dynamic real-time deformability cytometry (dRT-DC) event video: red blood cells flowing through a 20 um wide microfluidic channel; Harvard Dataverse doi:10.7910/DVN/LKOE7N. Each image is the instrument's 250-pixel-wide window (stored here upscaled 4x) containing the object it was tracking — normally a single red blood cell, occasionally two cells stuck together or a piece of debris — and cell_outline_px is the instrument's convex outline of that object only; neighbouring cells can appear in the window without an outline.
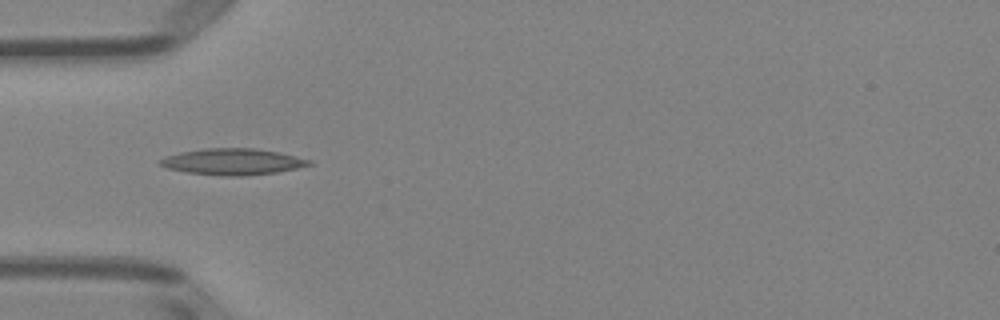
{"species": "Egyptian fruit bat (a non-hibernating species)", "species_latin": "Rousettus aegyptiacus", "temperature_condition": "room temperature", "stored_images_in_passage": 7, "camera_frame_rate_fps": 3000, "um_per_image_px": 0.085, "animal": {"sex": "female"}, "frame": {"image": 1, "passage_image": 4, "time_ms": 4.333, "image_size_px": [1000, 320], "cell_outline_px": [[312, 164], [296, 168], [276, 172], [240, 176], [220, 176], [188, 172], [168, 168], [160, 164], [160, 160], [168, 156], [180, 152], [204, 148], [252, 148], [280, 152], [312, 160]], "centroid_in_image_um": [19.81, 13.74], "position_along_channel_um": 65.2, "area_um2": 22.6}}
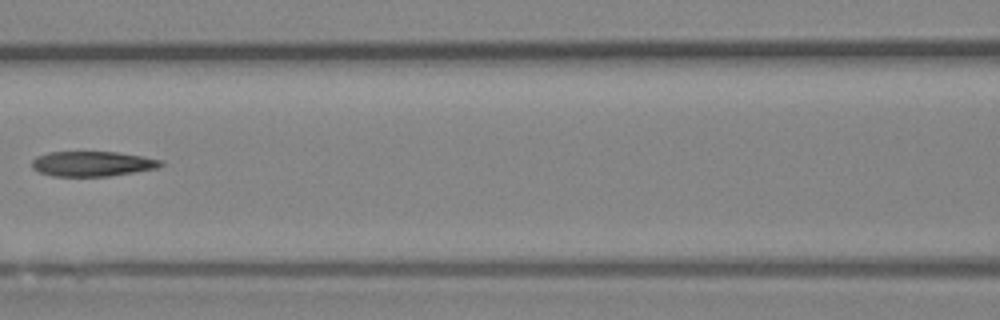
{"frame": {"image": 2, "passage_image": 6, "time_ms": 6.667, "image_size_px": [1000, 320], "cell_outline_px": [[164, 164], [160, 168], [108, 176], [52, 176], [40, 172], [32, 168], [32, 160], [36, 156], [48, 152], [116, 152], [144, 156], [164, 160]], "centroid_in_image_um": [7.89, 13.92], "position_along_channel_um": 158.7, "area_um2": 18.96}}
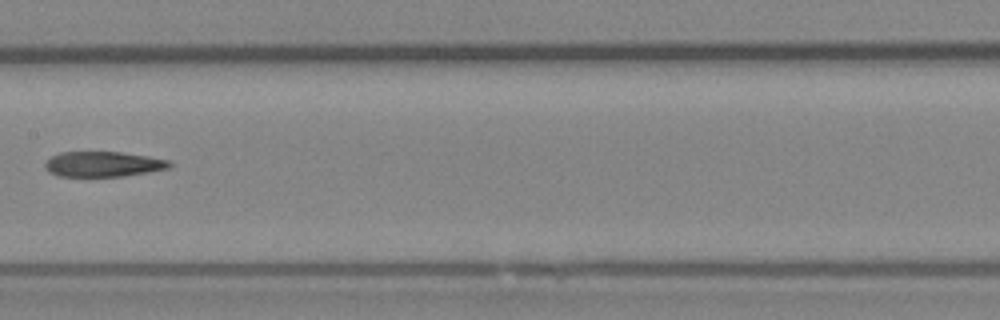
{"frame": {"image": 3, "passage_image": 7, "time_ms": 7.667, "image_size_px": [1000, 320], "cell_outline_px": [[172, 164], [168, 168], [148, 172], [124, 176], [60, 176], [48, 172], [44, 168], [44, 164], [52, 156], [60, 152], [120, 152], [148, 156], [168, 160]], "centroid_in_image_um": [8.74, 13.95], "position_along_channel_um": 198.7, "area_um2": 18.21}}